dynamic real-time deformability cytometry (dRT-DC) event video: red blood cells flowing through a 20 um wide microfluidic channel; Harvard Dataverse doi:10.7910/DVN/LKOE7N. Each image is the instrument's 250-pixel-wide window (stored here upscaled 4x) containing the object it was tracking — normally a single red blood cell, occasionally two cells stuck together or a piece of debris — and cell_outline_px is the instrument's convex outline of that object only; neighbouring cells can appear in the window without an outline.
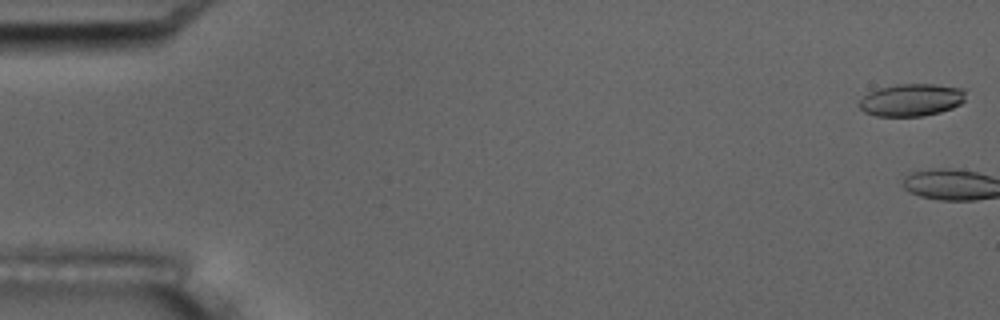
{"species": "common noctule bat (a hibernating species)", "species_latin": "Nyctalus noctula", "temperature_condition": "room temperature", "stored_images_in_passage": 8, "camera_frame_rate_fps": 3000, "um_per_image_px": 0.085, "animal": {"sex": "male", "body_mass_g": 17.5, "forearm_length_mm": 52.3}, "frame": {"image": 1, "passage_image": 1, "time_ms": 0.0, "image_size_px": [1000, 320], "cell_outline_px": [[964, 100], [960, 104], [952, 108], [940, 112], [924, 116], [876, 116], [864, 112], [860, 108], [860, 100], [868, 92], [880, 88], [896, 84], [932, 84], [964, 88]], "centroid_in_image_um": [77.47, 8.5], "position_along_channel_um": 7.5, "area_um2": 20.06}}